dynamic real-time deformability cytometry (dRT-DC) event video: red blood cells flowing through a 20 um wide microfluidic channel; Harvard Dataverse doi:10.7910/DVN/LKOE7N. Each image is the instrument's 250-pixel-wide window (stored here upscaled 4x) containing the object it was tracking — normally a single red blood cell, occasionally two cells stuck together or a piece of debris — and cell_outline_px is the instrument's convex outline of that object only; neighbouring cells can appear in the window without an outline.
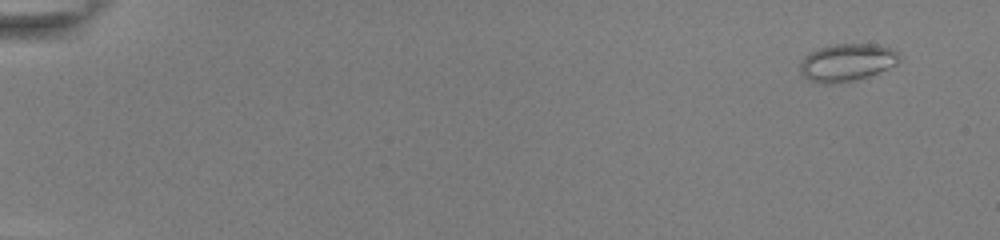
{"species": "common noctule bat (a hibernating species)", "species_latin": "Nyctalus noctula", "temperature_condition": "room temperature", "stored_images_in_passage": 51, "camera_frame_rate_fps": 3000, "um_per_image_px": 0.085, "animal": {"sex": "female", "body_mass_g": 22.0, "forearm_length_mm": 56.7}, "frame": {"image": 1, "passage_image": 1, "time_ms": 0.0, "image_size_px": [1000, 240], "cell_outline_px": [[900, 60], [896, 64], [868, 76], [852, 80], [828, 84], [808, 80], [800, 72], [800, 60], [808, 52], [816, 48], [836, 44], [876, 44], [892, 48], [900, 52]], "centroid_in_image_um": [71.97, 5.28], "position_along_channel_um": 13.0, "area_um2": 21.73}}
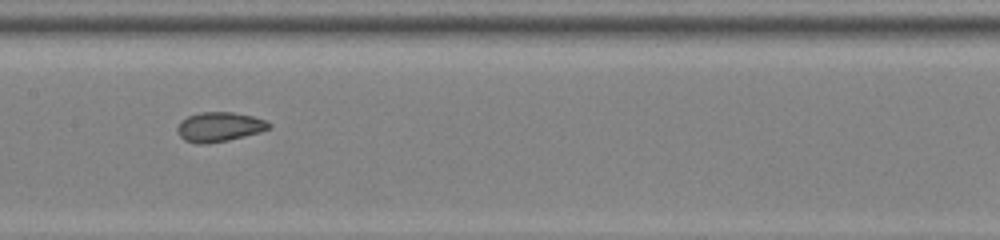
{"frame": {"image": 2, "passage_image": 27, "time_ms": 8.667, "image_size_px": [1000, 240], "cell_outline_px": [[272, 128], [260, 132], [228, 140], [204, 144], [196, 144], [184, 140], [180, 136], [176, 128], [180, 120], [188, 116], [200, 112], [232, 112], [252, 116], [264, 120], [272, 124]], "centroid_in_image_um": [18.63, 10.78], "position_along_channel_um": 188.8, "area_um2": 15.84}}
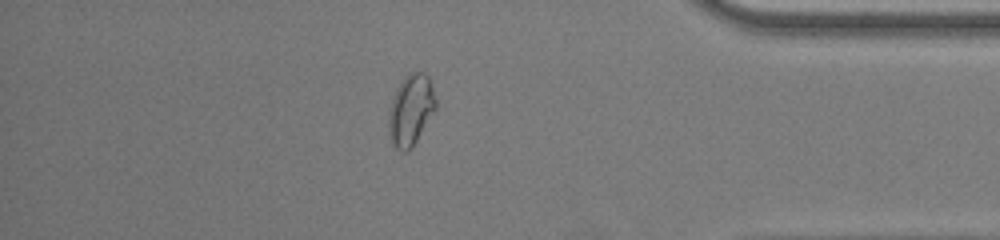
{"frame": {"image": 3, "passage_image": 45, "time_ms": 14.667, "image_size_px": [1000, 240], "cell_outline_px": [[436, 108], [412, 148], [408, 152], [404, 152], [396, 148], [392, 144], [388, 124], [388, 120], [392, 100], [404, 76], [408, 72], [424, 72], [428, 76], [436, 100]], "centroid_in_image_um": [34.93, 9.36], "position_along_channel_um": 400.3, "area_um2": 19.19}, "authors_computed_cell_mechanics": {"area_um2": 18.3226, "velocity_mm_per_s": 3.8796, "shape_relaxation_time_tau1_ms": null, "shape_relaxation_time_tau2_ms": 0.8247, "deformation_change_tau1": null, "deformation_change_tau2": 0.0545}}